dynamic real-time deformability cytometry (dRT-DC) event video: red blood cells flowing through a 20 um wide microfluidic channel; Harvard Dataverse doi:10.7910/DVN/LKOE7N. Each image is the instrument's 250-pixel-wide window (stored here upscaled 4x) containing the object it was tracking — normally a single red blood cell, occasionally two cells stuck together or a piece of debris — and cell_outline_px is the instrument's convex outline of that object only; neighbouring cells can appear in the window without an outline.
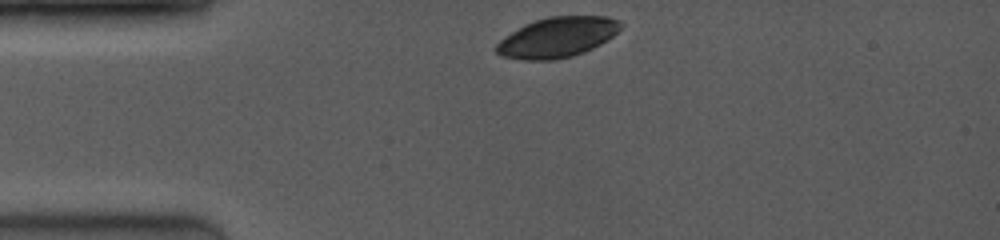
{"species": "common noctule bat (a hibernating species)", "species_latin": "Nyctalus noctula", "temperature_condition": "room temperature", "stored_images_in_passage": 6, "camera_frame_rate_fps": 4000, "um_per_image_px": 0.085, "animal": {"sex": "female", "body_mass_g": 19.0, "forearm_length_mm": 53.3}, "frame": {"image": 1, "passage_image": 1, "time_ms": 0.0, "image_size_px": [1000, 240], "cell_outline_px": [[624, 24], [612, 36], [600, 44], [584, 52], [572, 56], [556, 60], [520, 60], [500, 56], [496, 52], [496, 44], [504, 36], [524, 24], [548, 16], [608, 16], [620, 20]], "centroid_in_image_um": [47.35, 3.17], "position_along_channel_um": 37.6, "area_um2": 29.3}}